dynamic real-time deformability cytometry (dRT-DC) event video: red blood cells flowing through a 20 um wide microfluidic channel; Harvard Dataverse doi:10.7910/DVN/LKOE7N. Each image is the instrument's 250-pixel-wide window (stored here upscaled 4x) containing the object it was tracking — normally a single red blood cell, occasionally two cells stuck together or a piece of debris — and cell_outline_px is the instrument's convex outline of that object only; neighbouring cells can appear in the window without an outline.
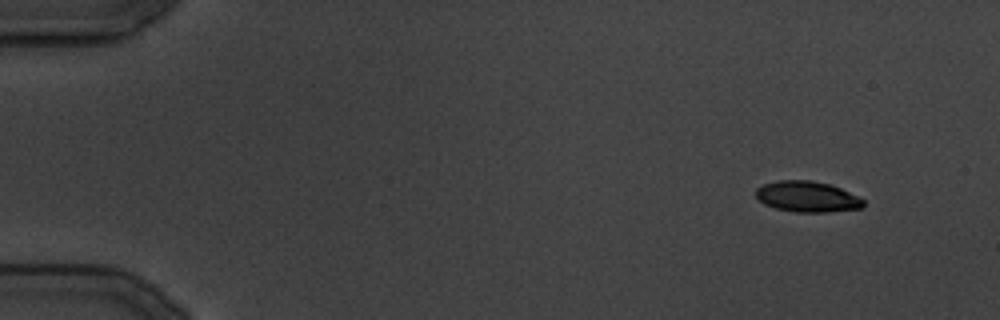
{"species": "common noctule bat (a hibernating species)", "species_latin": "Nyctalus noctula", "temperature_condition": "cold", "stored_images_in_passage": 9, "camera_frame_rate_fps": 3000, "um_per_image_px": 0.085, "animal": {"sex": "male", "body_mass_g": 19.5, "forearm_length_mm": 54.6}, "frame": {"image": 1, "passage_image": 1, "time_ms": 0.0, "image_size_px": [1000, 320], "cell_outline_px": [[864, 204], [860, 208], [828, 212], [796, 212], [776, 208], [764, 204], [756, 196], [756, 188], [764, 184], [776, 180], [812, 180], [828, 184], [840, 188], [864, 200]], "centroid_in_image_um": [68.58, 16.71], "position_along_channel_um": 16.4, "area_um2": 19.13}}
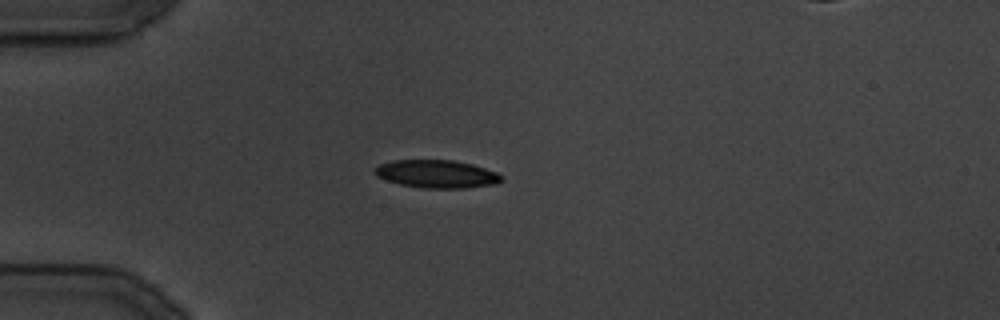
{"frame": {"image": 2, "passage_image": 8, "time_ms": 8.0, "image_size_px": [1000, 320], "cell_outline_px": [[504, 180], [496, 184], [464, 188], [424, 188], [400, 184], [376, 176], [372, 172], [372, 168], [380, 164], [392, 160], [452, 160], [472, 164], [496, 172], [504, 176]], "centroid_in_image_um": [37.11, 14.78], "position_along_channel_um": 47.9, "area_um2": 20.75}}